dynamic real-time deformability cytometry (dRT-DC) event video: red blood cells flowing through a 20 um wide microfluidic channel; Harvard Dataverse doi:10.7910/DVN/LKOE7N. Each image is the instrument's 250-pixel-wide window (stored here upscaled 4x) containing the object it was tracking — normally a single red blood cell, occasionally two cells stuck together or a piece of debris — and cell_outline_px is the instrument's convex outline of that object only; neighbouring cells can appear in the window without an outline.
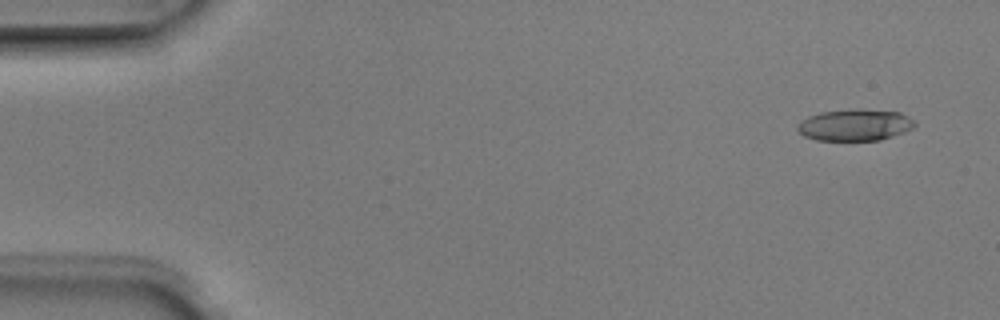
{"species": "Egyptian fruit bat (a non-hibernating species)", "species_latin": "Rousettus aegyptiacus", "temperature_condition": "room temperature", "stored_images_in_passage": 6, "camera_frame_rate_fps": 3000, "um_per_image_px": 0.085, "animal": {"sex": "male"}, "frame": {"image": 1, "passage_image": 1, "time_ms": 0.0, "image_size_px": [1000, 320], "cell_outline_px": [[916, 124], [912, 128], [904, 132], [880, 140], [816, 140], [804, 136], [796, 132], [796, 124], [808, 116], [820, 112], [856, 108], [860, 108], [900, 112], [908, 116]], "centroid_in_image_um": [72.62, 10.61], "position_along_channel_um": 12.4, "area_um2": 21.85}}
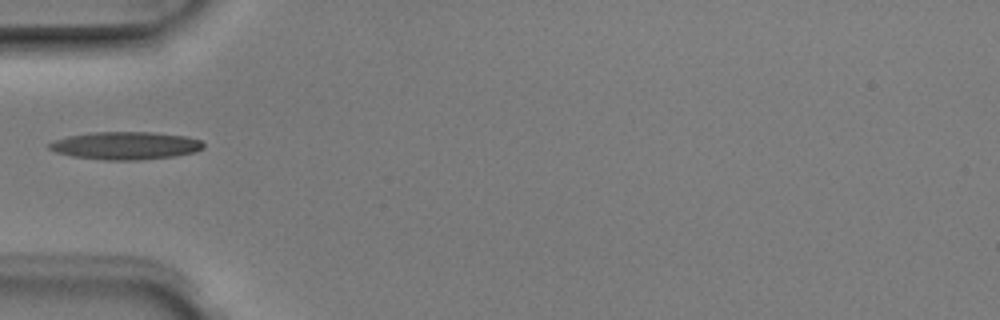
{"frame": {"image": 2, "passage_image": 5, "time_ms": 1.333, "image_size_px": [1000, 320], "cell_outline_px": [[204, 148], [196, 152], [176, 156], [140, 160], [104, 160], [72, 156], [56, 152], [48, 148], [48, 144], [56, 140], [68, 136], [92, 132], [152, 132], [184, 136], [200, 140], [204, 144]], "centroid_in_image_um": [10.69, 12.38], "position_along_channel_um": 74.3, "area_um2": 24.97}}
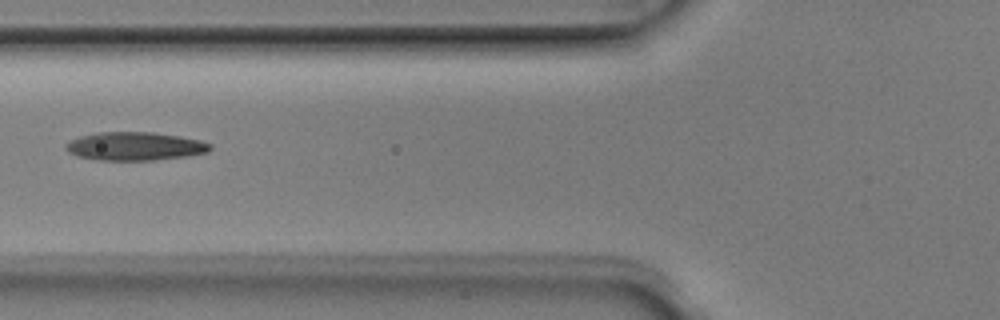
{"frame": {"image": 3, "passage_image": 6, "time_ms": 1.667, "image_size_px": [1000, 320], "cell_outline_px": [[212, 148], [208, 152], [184, 156], [152, 160], [100, 160], [76, 156], [68, 152], [64, 148], [64, 144], [80, 136], [96, 132], [152, 132], [180, 136], [200, 140], [212, 144]], "centroid_in_image_um": [11.44, 12.42], "position_along_channel_um": 114.4, "area_um2": 23.87}}